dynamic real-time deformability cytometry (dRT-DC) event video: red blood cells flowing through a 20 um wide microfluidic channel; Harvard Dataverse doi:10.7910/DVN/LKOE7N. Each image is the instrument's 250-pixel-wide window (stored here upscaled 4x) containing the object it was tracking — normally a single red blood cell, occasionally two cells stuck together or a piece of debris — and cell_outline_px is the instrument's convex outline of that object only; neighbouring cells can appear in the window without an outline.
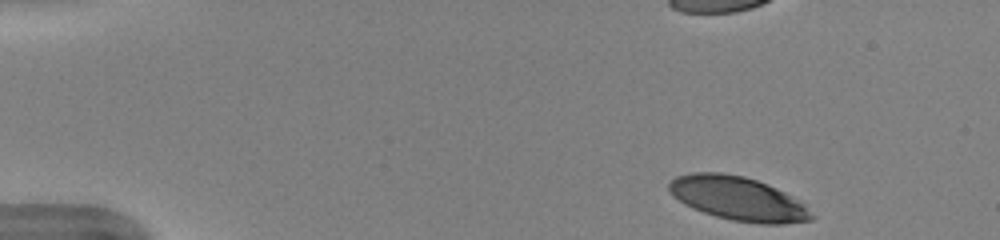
{"species": "human", "species_latin": "Homo sapiens", "temperature_condition": "warm", "stored_images_in_passage": 37, "camera_frame_rate_fps": 3000, "um_per_image_px": 0.085, "donor": {"sex": "female"}, "frame": {"image": 1, "passage_image": 1, "time_ms": 0.0, "image_size_px": [1000, 240], "cell_outline_px": [[816, 216], [812, 220], [784, 224], [760, 224], [732, 220], [716, 216], [692, 208], [684, 204], [672, 196], [668, 192], [668, 184], [676, 176], [692, 172], [720, 172], [744, 176], [768, 184], [792, 196]], "centroid_in_image_um": [62.7, 16.88], "position_along_channel_um": 22.3, "area_um2": 36.41}}